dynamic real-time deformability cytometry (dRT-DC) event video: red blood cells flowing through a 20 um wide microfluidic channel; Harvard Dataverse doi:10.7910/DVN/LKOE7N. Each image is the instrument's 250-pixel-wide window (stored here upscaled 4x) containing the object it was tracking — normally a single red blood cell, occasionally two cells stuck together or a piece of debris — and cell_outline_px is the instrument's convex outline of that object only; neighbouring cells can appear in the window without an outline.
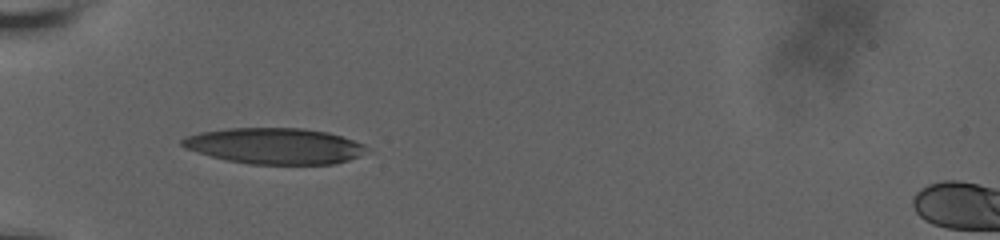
{"species": "human", "species_latin": "Homo sapiens", "temperature_condition": "room temperature", "stored_images_in_passage": 7, "camera_frame_rate_fps": 3000, "um_per_image_px": 0.085, "donor": {"sex": "male"}, "frame": {"image": 1, "passage_image": 3, "time_ms": 2.0, "image_size_px": [1000, 240], "cell_outline_px": [[364, 144], [360, 156], [348, 160], [332, 164], [248, 164], [228, 160], [212, 156], [184, 148], [180, 144], [180, 140], [184, 136], [200, 132], [228, 128], [304, 128], [328, 132]], "centroid_in_image_um": [23.28, 12.4], "position_along_channel_um": 61.7, "area_um2": 38.44}}
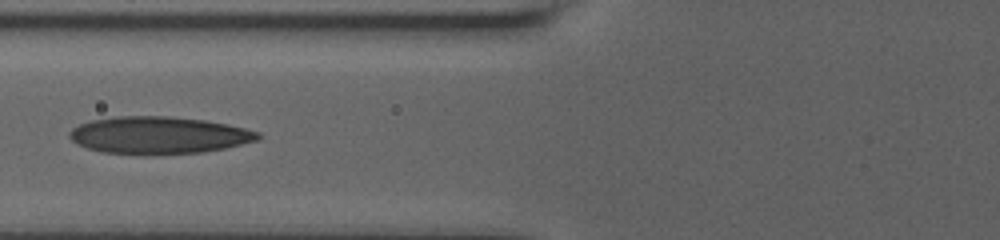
{"frame": {"image": 2, "passage_image": 6, "time_ms": 3.667, "image_size_px": [1000, 240], "cell_outline_px": [[260, 136], [256, 140], [224, 148], [200, 152], [100, 152], [76, 144], [68, 136], [68, 132], [72, 128], [80, 124], [92, 120], [116, 116], [168, 116], [204, 120], [228, 124], [260, 132]], "centroid_in_image_um": [13.46, 11.45], "position_along_channel_um": 112.3, "area_um2": 39.77}}